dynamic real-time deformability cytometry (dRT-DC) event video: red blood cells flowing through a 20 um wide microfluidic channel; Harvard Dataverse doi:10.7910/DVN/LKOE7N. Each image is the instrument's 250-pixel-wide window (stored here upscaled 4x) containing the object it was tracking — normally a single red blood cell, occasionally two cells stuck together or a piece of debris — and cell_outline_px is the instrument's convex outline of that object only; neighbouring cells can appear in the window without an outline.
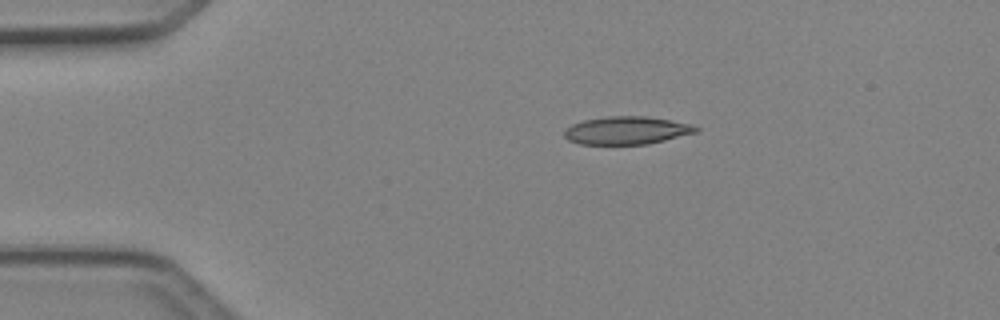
{"species": "Egyptian fruit bat (a non-hibernating species)", "species_latin": "Rousettus aegyptiacus", "temperature_condition": "cold", "stored_images_in_passage": 33, "camera_frame_rate_fps": 3000, "um_per_image_px": 0.085, "animal": {"sex": "female"}, "frame": {"image": 1, "passage_image": 1, "time_ms": 0.0, "image_size_px": [1000, 320], "cell_outline_px": [[700, 128], [696, 132], [648, 144], [580, 144], [568, 140], [564, 136], [564, 132], [572, 124], [584, 120], [608, 116], [644, 116], [692, 124]], "centroid_in_image_um": [53.25, 11.08], "position_along_channel_um": 31.7, "area_um2": 21.15}}
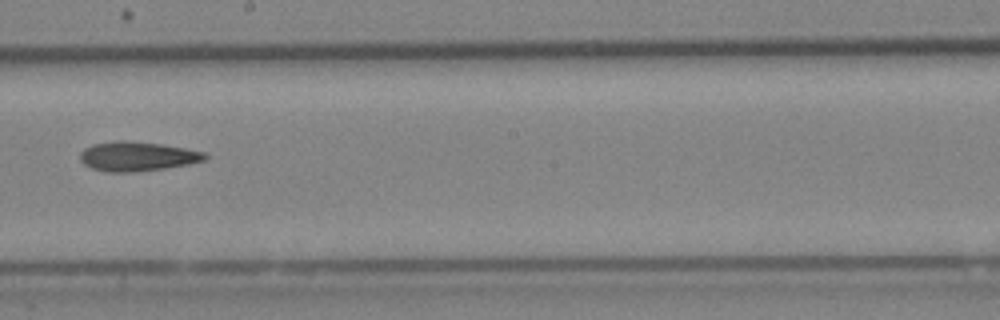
{"frame": {"image": 2, "passage_image": 19, "time_ms": 6.0, "image_size_px": [1000, 320], "cell_outline_px": [[208, 156], [204, 160], [188, 164], [164, 168], [132, 172], [104, 172], [92, 168], [84, 164], [80, 160], [80, 152], [84, 148], [92, 144], [116, 140], [128, 140], [160, 144], [208, 152]], "centroid_in_image_um": [11.64, 13.28], "position_along_channel_um": 236.6, "area_um2": 21.5}}
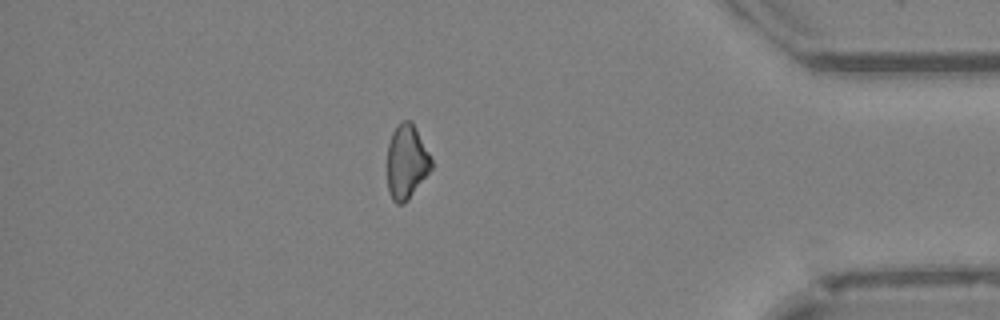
{"frame": {"image": 3, "passage_image": 33, "time_ms": 10.667, "image_size_px": [1000, 320], "cell_outline_px": [[432, 168], [408, 200], [404, 204], [396, 204], [392, 200], [388, 192], [388, 144], [392, 132], [396, 124], [404, 120], [412, 120], [432, 160]], "centroid_in_image_um": [34.55, 13.75], "position_along_channel_um": 400.7, "area_um2": 19.13}}